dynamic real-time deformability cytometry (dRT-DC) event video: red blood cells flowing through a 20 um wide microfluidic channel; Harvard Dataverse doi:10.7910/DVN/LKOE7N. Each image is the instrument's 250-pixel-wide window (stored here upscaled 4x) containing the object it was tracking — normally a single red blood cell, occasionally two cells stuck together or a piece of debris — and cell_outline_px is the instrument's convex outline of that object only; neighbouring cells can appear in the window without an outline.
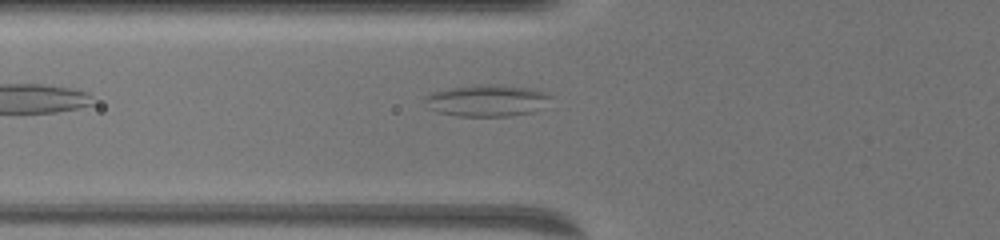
{"species": "common noctule bat (a hibernating species)", "species_latin": "Nyctalus noctula", "temperature_condition": "warm", "stored_images_in_passage": 46, "segment_of_instrument_passage": [1, 2], "camera_frame_rate_fps": 3000, "um_per_image_px": 0.085, "animal": {"sex": "female", "body_mass_g": 19.5, "forearm_length_mm": 54.1}, "frame": {"image": 1, "passage_image": 7, "time_ms": 2.0, "image_size_px": [1000, 240], "cell_outline_px": [[552, 96], [532, 112], [508, 116], [456, 116], [436, 112], [428, 108], [424, 100], [424, 96], [432, 92], [452, 88], [476, 84], [500, 84], [524, 88], [544, 92]], "centroid_in_image_um": [41.27, 8.55], "position_along_channel_um": 84.5, "area_um2": 22.95}}
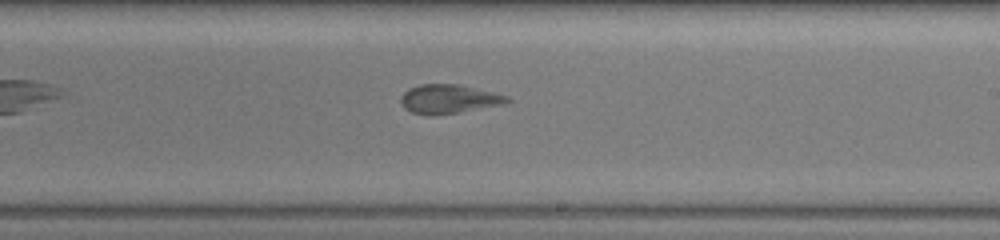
{"frame": {"image": 2, "passage_image": 22, "time_ms": 7.0, "image_size_px": [1000, 240], "cell_outline_px": [[512, 100], [504, 104], [436, 116], [428, 116], [412, 112], [404, 108], [400, 104], [400, 96], [408, 88], [420, 84], [456, 84], [492, 92], [508, 96]], "centroid_in_image_um": [38.09, 8.43], "position_along_channel_um": 250.9, "area_um2": 18.03}}
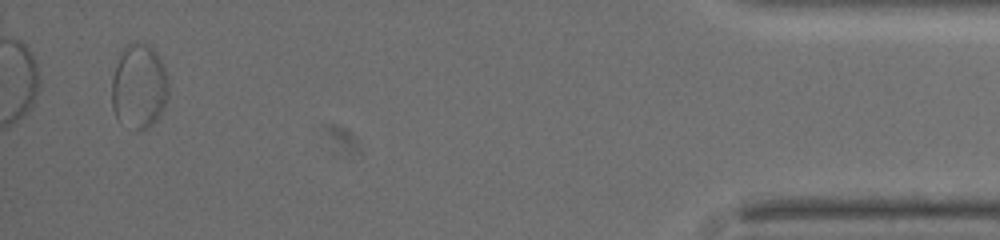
{"frame": {"image": 3, "passage_image": 44, "time_ms": 14.333, "image_size_px": [1000, 240], "cell_outline_px": [[168, 96], [160, 116], [148, 128], [136, 128], [116, 120], [112, 108], [112, 76], [116, 64], [124, 48], [128, 44], [148, 44], [156, 52], [164, 68], [168, 84]], "centroid_in_image_um": [11.81, 7.36], "position_along_channel_um": 423.4, "area_um2": 27.63}}